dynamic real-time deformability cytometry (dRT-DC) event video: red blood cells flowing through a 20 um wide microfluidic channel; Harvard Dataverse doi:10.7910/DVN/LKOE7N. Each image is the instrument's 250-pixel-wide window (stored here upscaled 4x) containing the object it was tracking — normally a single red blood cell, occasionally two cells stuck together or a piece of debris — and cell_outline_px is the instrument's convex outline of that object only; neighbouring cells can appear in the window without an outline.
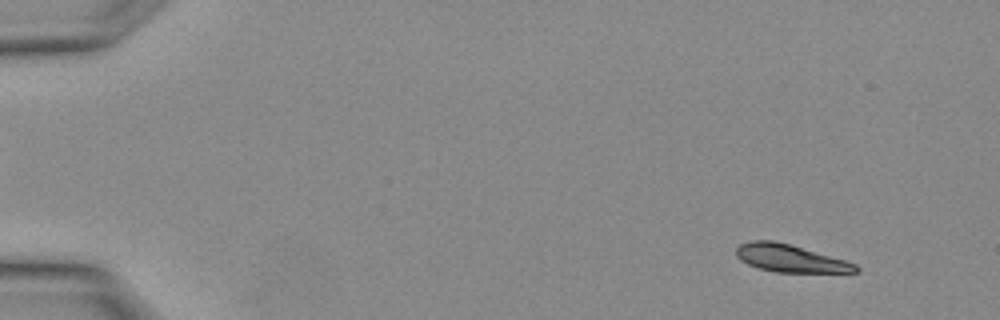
{"species": "Egyptian fruit bat (a non-hibernating species)", "species_latin": "Rousettus aegyptiacus", "temperature_condition": "warm", "stored_images_in_passage": 14, "camera_frame_rate_fps": 3000, "um_per_image_px": 0.085, "animal": {"sex": "female"}, "frame": {"image": 1, "passage_image": 3, "time_ms": 0.667, "image_size_px": [1000, 320], "cell_outline_px": [[860, 272], [776, 272], [760, 268], [748, 264], [740, 260], [736, 256], [736, 248], [740, 244], [752, 240], [772, 240], [788, 244], [844, 260], [856, 264], [860, 268]], "centroid_in_image_um": [67.14, 21.96], "position_along_channel_um": 17.9, "area_um2": 18.84}}
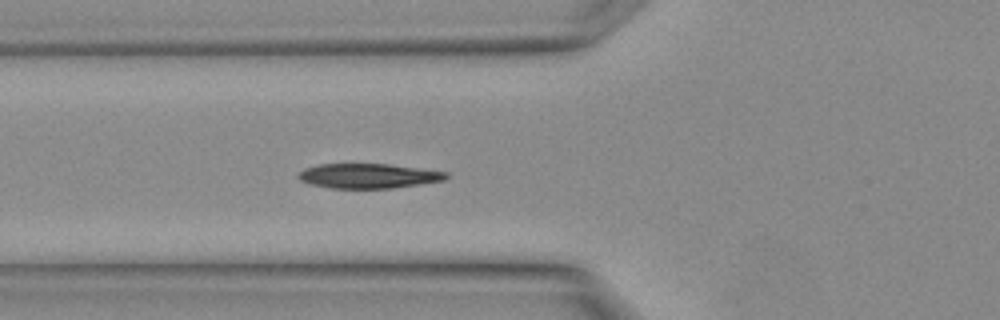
{"frame": {"image": 2, "passage_image": 12, "time_ms": 3.667, "image_size_px": [1000, 320], "cell_outline_px": [[448, 176], [444, 180], [392, 188], [332, 188], [312, 184], [300, 180], [296, 176], [304, 168], [320, 164], [392, 164], [448, 172]], "centroid_in_image_um": [31.31, 14.94], "position_along_channel_um": 94.5, "area_um2": 21.15}}
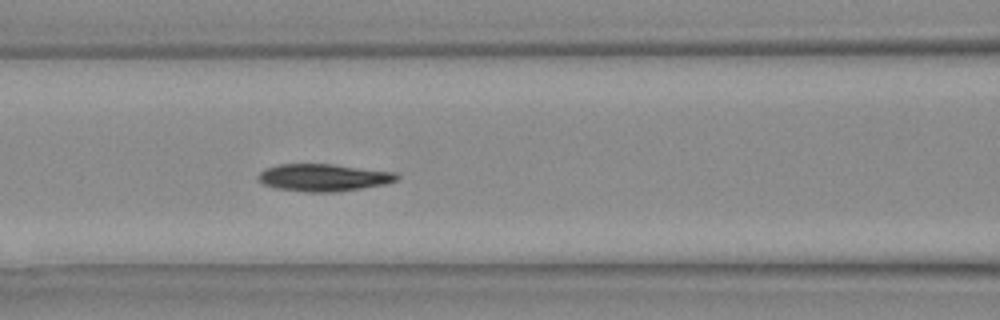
{"frame": {"image": 3, "passage_image": 14, "time_ms": 4.333, "image_size_px": [1000, 320], "cell_outline_px": [[400, 176], [396, 180], [384, 184], [360, 188], [332, 192], [308, 192], [276, 188], [264, 184], [256, 176], [264, 168], [280, 164], [332, 164], [396, 172]], "centroid_in_image_um": [27.48, 15.08], "position_along_channel_um": 139.1, "area_um2": 21.91}}